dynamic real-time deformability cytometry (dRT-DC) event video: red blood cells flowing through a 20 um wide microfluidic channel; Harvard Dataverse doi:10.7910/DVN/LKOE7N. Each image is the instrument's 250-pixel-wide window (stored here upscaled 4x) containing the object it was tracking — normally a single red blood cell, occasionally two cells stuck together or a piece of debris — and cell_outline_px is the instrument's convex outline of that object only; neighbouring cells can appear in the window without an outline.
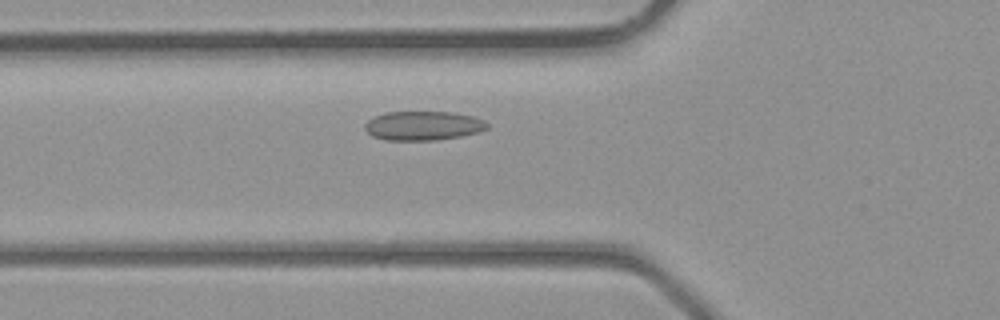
{"species": "common noctule bat (a hibernating species)", "species_latin": "Nyctalus noctula", "temperature_condition": "room temperature", "stored_images_in_passage": 33, "camera_frame_rate_fps": 3000, "um_per_image_px": 0.085, "animal": {"sex": "male", "body_mass_g": 23.1, "forearm_length_mm": 52.7}, "frame": {"image": 1, "passage_image": 8, "time_ms": 2.333, "image_size_px": [1000, 320], "cell_outline_px": [[488, 128], [480, 132], [460, 136], [436, 140], [388, 140], [372, 136], [364, 128], [364, 124], [372, 116], [384, 112], [452, 112], [472, 116], [484, 120], [488, 124]], "centroid_in_image_um": [35.95, 10.68], "position_along_channel_um": 89.8, "area_um2": 20.87}}
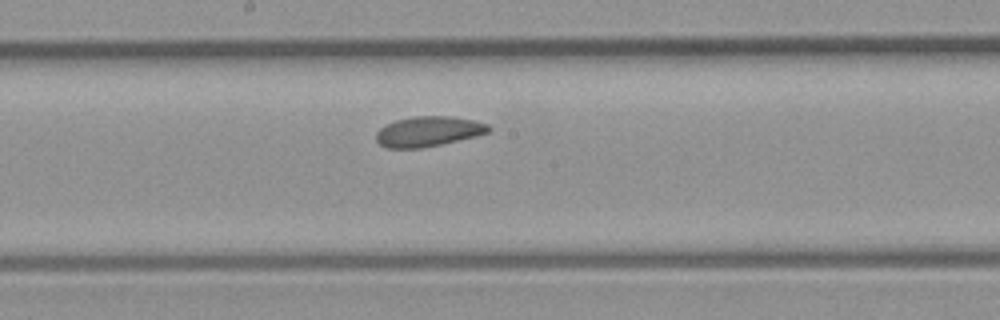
{"frame": {"image": 2, "passage_image": 15, "time_ms": 4.667, "image_size_px": [1000, 320], "cell_outline_px": [[492, 128], [488, 132], [476, 136], [440, 144], [420, 148], [384, 148], [376, 140], [376, 132], [380, 128], [396, 120], [412, 116], [448, 116], [472, 120], [488, 124]], "centroid_in_image_um": [36.39, 11.17], "position_along_channel_um": 211.8, "area_um2": 19.59}}
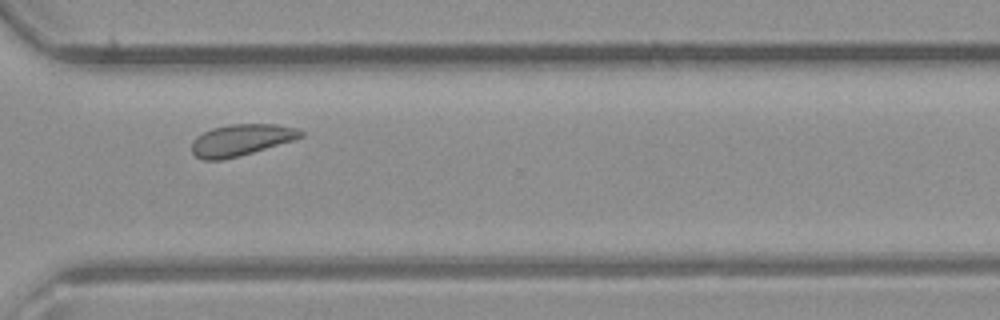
{"frame": {"image": 3, "passage_image": 23, "time_ms": 7.333, "image_size_px": [1000, 320], "cell_outline_px": [[304, 136], [292, 140], [252, 152], [220, 160], [204, 160], [196, 156], [192, 152], [192, 140], [196, 136], [212, 128], [228, 124], [276, 124], [296, 128], [304, 132]], "centroid_in_image_um": [20.47, 11.88], "position_along_channel_um": 350.1, "area_um2": 19.77}}